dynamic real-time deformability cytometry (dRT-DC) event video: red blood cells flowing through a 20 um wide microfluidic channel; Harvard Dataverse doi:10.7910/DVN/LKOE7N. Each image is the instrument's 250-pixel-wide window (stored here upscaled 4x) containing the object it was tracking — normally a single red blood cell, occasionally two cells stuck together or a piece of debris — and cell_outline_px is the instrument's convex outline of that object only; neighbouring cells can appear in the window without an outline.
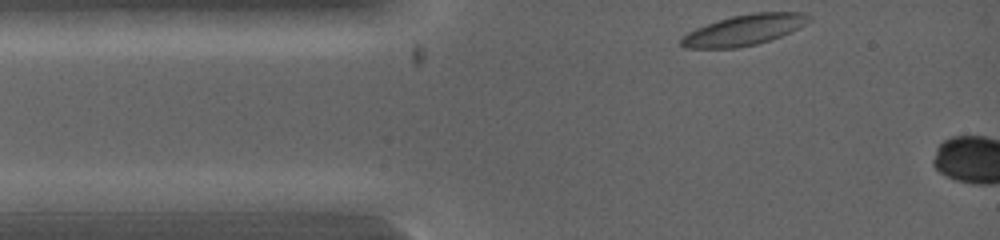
{"species": "common noctule bat (a hibernating species)", "species_latin": "Nyctalus noctula", "temperature_condition": "warm", "stored_images_in_passage": 2, "camera_frame_rate_fps": 5000, "um_per_image_px": 0.085, "animal": {"sex": "female", "body_mass_g": 19.0, "forearm_length_mm": 53.3}, "frame": {"image": 1, "passage_image": 1, "time_ms": 0.0, "image_size_px": [1000, 240], "cell_outline_px": [[812, 20], [800, 28], [780, 36], [756, 44], [736, 48], [684, 48], [680, 44], [680, 40], [688, 32], [696, 28], [732, 16], [752, 12], [804, 12], [812, 16]], "centroid_in_image_um": [63.3, 2.54], "position_along_channel_um": 21.7, "area_um2": 22.77}}